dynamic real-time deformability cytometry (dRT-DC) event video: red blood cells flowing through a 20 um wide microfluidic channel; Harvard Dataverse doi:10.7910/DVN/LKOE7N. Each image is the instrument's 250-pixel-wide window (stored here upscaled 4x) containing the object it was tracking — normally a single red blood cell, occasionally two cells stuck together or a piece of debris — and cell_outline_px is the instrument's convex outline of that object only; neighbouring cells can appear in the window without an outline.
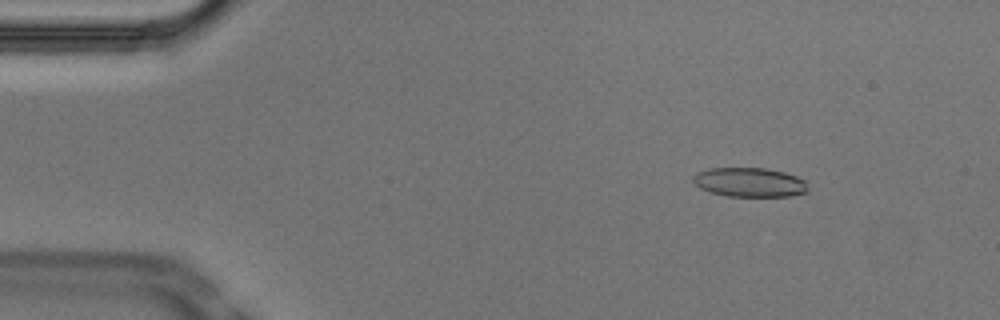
{"species": "Egyptian fruit bat (a non-hibernating species)", "species_latin": "Rousettus aegyptiacus", "temperature_condition": "cold", "stored_images_in_passage": 54, "camera_frame_rate_fps": 3000, "um_per_image_px": 0.085, "animal": {"sex": "male"}, "frame": {"image": 1, "passage_image": 7, "time_ms": 2.0, "image_size_px": [1000, 320], "cell_outline_px": [[808, 192], [788, 196], [728, 196], [712, 192], [700, 188], [692, 180], [692, 176], [696, 172], [708, 168], [764, 168], [784, 172], [796, 176], [804, 180], [808, 188]], "centroid_in_image_um": [63.7, 15.49], "position_along_channel_um": 21.3, "area_um2": 19.54}}
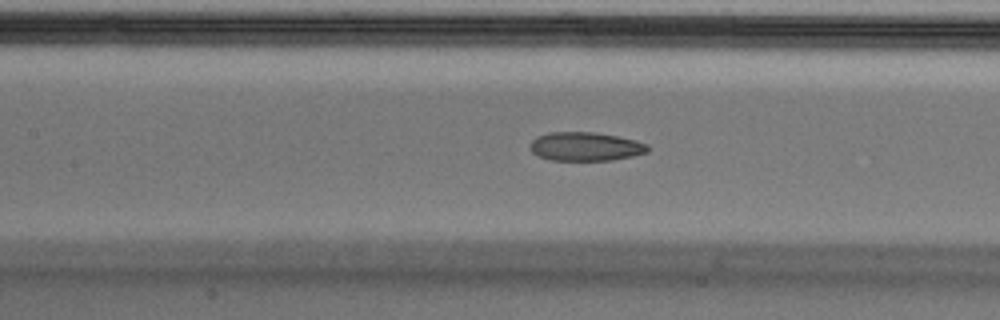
{"frame": {"image": 2, "passage_image": 24, "time_ms": 7.667, "image_size_px": [1000, 320], "cell_outline_px": [[652, 148], [648, 152], [632, 156], [612, 160], [548, 160], [532, 152], [528, 148], [532, 140], [536, 136], [548, 132], [596, 132], [636, 140], [648, 144]], "centroid_in_image_um": [49.77, 12.45], "position_along_channel_um": 157.6, "area_um2": 19.94}}
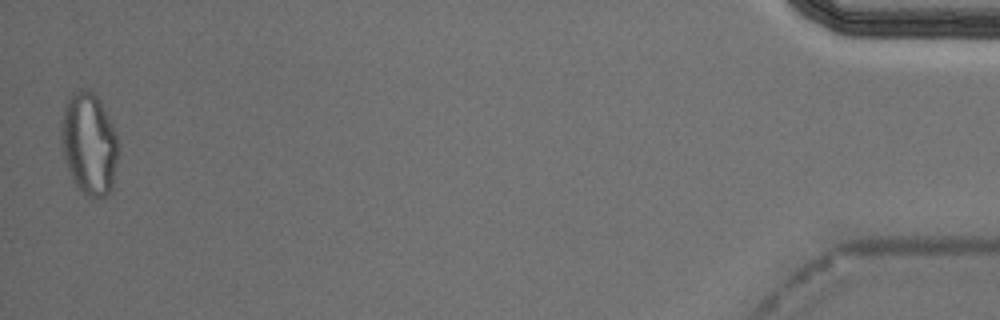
{"frame": {"image": 3, "passage_image": 53, "time_ms": 17.333, "image_size_px": [1000, 320], "cell_outline_px": [[120, 152], [112, 188], [104, 196], [92, 200], [80, 192], [76, 188], [72, 180], [64, 160], [60, 140], [60, 124], [64, 104], [68, 96], [72, 92], [80, 88], [88, 88], [100, 100], [116, 132]], "centroid_in_image_um": [7.55, 12.23], "position_along_channel_um": 427.6, "area_um2": 35.2}, "authors_computed_cell_mechanics": {"area_um2": 20.7213, "velocity_mm_per_s": 3.7301, "shape_relaxation_time_tau1_ms": null, "shape_relaxation_time_tau2_ms": 2.8907, "deformation_change_tau1": null, "deformation_change_tau2": 0.1061}}